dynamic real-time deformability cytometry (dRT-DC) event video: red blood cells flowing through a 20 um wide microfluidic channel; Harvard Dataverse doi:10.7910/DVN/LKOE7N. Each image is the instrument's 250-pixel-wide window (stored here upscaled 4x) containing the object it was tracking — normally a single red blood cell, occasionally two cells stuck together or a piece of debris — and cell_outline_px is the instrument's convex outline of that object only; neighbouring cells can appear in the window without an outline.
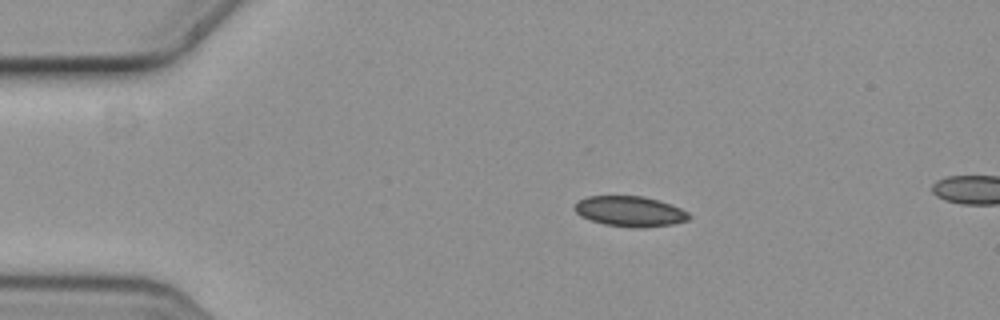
{"species": "common noctule bat (a hibernating species)", "species_latin": "Nyctalus noctula", "temperature_condition": "cold", "stored_images_in_passage": 3, "camera_frame_rate_fps": 3000, "um_per_image_px": 0.085, "animal": {"sex": "female", "body_mass_g": 19.3, "forearm_length_mm": 54.1}, "frame": {"image": 1, "passage_image": 1, "time_ms": 0.0, "image_size_px": [1000, 320], "cell_outline_px": [[692, 216], [688, 220], [672, 224], [644, 228], [632, 228], [604, 224], [580, 216], [572, 208], [580, 200], [588, 196], [644, 196], [680, 208], [688, 212]], "centroid_in_image_um": [53.54, 17.97], "position_along_channel_um": 31.5, "area_um2": 20.17}}